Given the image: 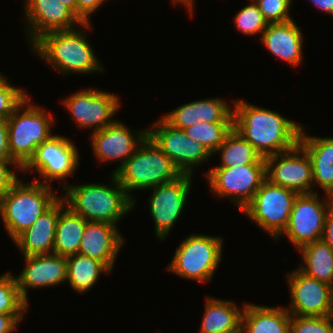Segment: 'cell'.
<instances>
[{
	"instance_id": "cell-14",
	"label": "cell",
	"mask_w": 333,
	"mask_h": 333,
	"mask_svg": "<svg viewBox=\"0 0 333 333\" xmlns=\"http://www.w3.org/2000/svg\"><path fill=\"white\" fill-rule=\"evenodd\" d=\"M265 162L266 179L271 183L297 194L316 192L312 188V161L299 143L289 151L266 157Z\"/></svg>"
},
{
	"instance_id": "cell-41",
	"label": "cell",
	"mask_w": 333,
	"mask_h": 333,
	"mask_svg": "<svg viewBox=\"0 0 333 333\" xmlns=\"http://www.w3.org/2000/svg\"><path fill=\"white\" fill-rule=\"evenodd\" d=\"M0 160L14 161L8 147V124L7 120L0 119Z\"/></svg>"
},
{
	"instance_id": "cell-43",
	"label": "cell",
	"mask_w": 333,
	"mask_h": 333,
	"mask_svg": "<svg viewBox=\"0 0 333 333\" xmlns=\"http://www.w3.org/2000/svg\"><path fill=\"white\" fill-rule=\"evenodd\" d=\"M315 8H319L323 13L333 16V0H309Z\"/></svg>"
},
{
	"instance_id": "cell-15",
	"label": "cell",
	"mask_w": 333,
	"mask_h": 333,
	"mask_svg": "<svg viewBox=\"0 0 333 333\" xmlns=\"http://www.w3.org/2000/svg\"><path fill=\"white\" fill-rule=\"evenodd\" d=\"M193 176L182 174L176 180L153 187L149 211L155 225V235L164 240L178 221L186 205Z\"/></svg>"
},
{
	"instance_id": "cell-23",
	"label": "cell",
	"mask_w": 333,
	"mask_h": 333,
	"mask_svg": "<svg viewBox=\"0 0 333 333\" xmlns=\"http://www.w3.org/2000/svg\"><path fill=\"white\" fill-rule=\"evenodd\" d=\"M299 144L312 161L313 187L320 186L327 195L333 194V137L306 134L302 125Z\"/></svg>"
},
{
	"instance_id": "cell-3",
	"label": "cell",
	"mask_w": 333,
	"mask_h": 333,
	"mask_svg": "<svg viewBox=\"0 0 333 333\" xmlns=\"http://www.w3.org/2000/svg\"><path fill=\"white\" fill-rule=\"evenodd\" d=\"M111 176V186L68 183L63 190L65 195H62L66 206L87 221L108 222L117 226L134 206L115 174Z\"/></svg>"
},
{
	"instance_id": "cell-20",
	"label": "cell",
	"mask_w": 333,
	"mask_h": 333,
	"mask_svg": "<svg viewBox=\"0 0 333 333\" xmlns=\"http://www.w3.org/2000/svg\"><path fill=\"white\" fill-rule=\"evenodd\" d=\"M124 242L125 239L116 225L88 221L78 253L104 263L112 271Z\"/></svg>"
},
{
	"instance_id": "cell-45",
	"label": "cell",
	"mask_w": 333,
	"mask_h": 333,
	"mask_svg": "<svg viewBox=\"0 0 333 333\" xmlns=\"http://www.w3.org/2000/svg\"><path fill=\"white\" fill-rule=\"evenodd\" d=\"M174 5H177L178 3L180 5H183L186 10L191 14V0H171Z\"/></svg>"
},
{
	"instance_id": "cell-33",
	"label": "cell",
	"mask_w": 333,
	"mask_h": 333,
	"mask_svg": "<svg viewBox=\"0 0 333 333\" xmlns=\"http://www.w3.org/2000/svg\"><path fill=\"white\" fill-rule=\"evenodd\" d=\"M233 107L221 97L199 100L201 122H234Z\"/></svg>"
},
{
	"instance_id": "cell-6",
	"label": "cell",
	"mask_w": 333,
	"mask_h": 333,
	"mask_svg": "<svg viewBox=\"0 0 333 333\" xmlns=\"http://www.w3.org/2000/svg\"><path fill=\"white\" fill-rule=\"evenodd\" d=\"M51 115L31 104L28 95L7 119L9 151L21 168L34 156L36 148L53 136L55 120Z\"/></svg>"
},
{
	"instance_id": "cell-42",
	"label": "cell",
	"mask_w": 333,
	"mask_h": 333,
	"mask_svg": "<svg viewBox=\"0 0 333 333\" xmlns=\"http://www.w3.org/2000/svg\"><path fill=\"white\" fill-rule=\"evenodd\" d=\"M322 240L333 251V202H330L324 223Z\"/></svg>"
},
{
	"instance_id": "cell-34",
	"label": "cell",
	"mask_w": 333,
	"mask_h": 333,
	"mask_svg": "<svg viewBox=\"0 0 333 333\" xmlns=\"http://www.w3.org/2000/svg\"><path fill=\"white\" fill-rule=\"evenodd\" d=\"M27 96L23 88L12 86L0 73V119L7 120Z\"/></svg>"
},
{
	"instance_id": "cell-29",
	"label": "cell",
	"mask_w": 333,
	"mask_h": 333,
	"mask_svg": "<svg viewBox=\"0 0 333 333\" xmlns=\"http://www.w3.org/2000/svg\"><path fill=\"white\" fill-rule=\"evenodd\" d=\"M216 153L221 155V163L216 167L266 164L265 158H262L254 146L234 128L226 136L224 143L214 152Z\"/></svg>"
},
{
	"instance_id": "cell-4",
	"label": "cell",
	"mask_w": 333,
	"mask_h": 333,
	"mask_svg": "<svg viewBox=\"0 0 333 333\" xmlns=\"http://www.w3.org/2000/svg\"><path fill=\"white\" fill-rule=\"evenodd\" d=\"M52 189L38 179L26 184L19 177L0 198V218L11 240L27 230L60 198Z\"/></svg>"
},
{
	"instance_id": "cell-37",
	"label": "cell",
	"mask_w": 333,
	"mask_h": 333,
	"mask_svg": "<svg viewBox=\"0 0 333 333\" xmlns=\"http://www.w3.org/2000/svg\"><path fill=\"white\" fill-rule=\"evenodd\" d=\"M290 333H330L329 316L291 315Z\"/></svg>"
},
{
	"instance_id": "cell-12",
	"label": "cell",
	"mask_w": 333,
	"mask_h": 333,
	"mask_svg": "<svg viewBox=\"0 0 333 333\" xmlns=\"http://www.w3.org/2000/svg\"><path fill=\"white\" fill-rule=\"evenodd\" d=\"M148 129V136L171 159L181 174H193L198 167L212 157V154L198 141L186 135L182 129L175 128L162 117Z\"/></svg>"
},
{
	"instance_id": "cell-8",
	"label": "cell",
	"mask_w": 333,
	"mask_h": 333,
	"mask_svg": "<svg viewBox=\"0 0 333 333\" xmlns=\"http://www.w3.org/2000/svg\"><path fill=\"white\" fill-rule=\"evenodd\" d=\"M298 194L267 179L242 210L253 223L276 240L286 229L293 202Z\"/></svg>"
},
{
	"instance_id": "cell-38",
	"label": "cell",
	"mask_w": 333,
	"mask_h": 333,
	"mask_svg": "<svg viewBox=\"0 0 333 333\" xmlns=\"http://www.w3.org/2000/svg\"><path fill=\"white\" fill-rule=\"evenodd\" d=\"M13 165V166H12ZM13 167L12 169H10ZM22 168L15 161L0 160V198L11 189L12 185L19 179L15 174L16 170Z\"/></svg>"
},
{
	"instance_id": "cell-21",
	"label": "cell",
	"mask_w": 333,
	"mask_h": 333,
	"mask_svg": "<svg viewBox=\"0 0 333 333\" xmlns=\"http://www.w3.org/2000/svg\"><path fill=\"white\" fill-rule=\"evenodd\" d=\"M66 206L60 197L46 212L15 240L23 256H33L41 254H51L54 249L56 225L59 213Z\"/></svg>"
},
{
	"instance_id": "cell-13",
	"label": "cell",
	"mask_w": 333,
	"mask_h": 333,
	"mask_svg": "<svg viewBox=\"0 0 333 333\" xmlns=\"http://www.w3.org/2000/svg\"><path fill=\"white\" fill-rule=\"evenodd\" d=\"M120 102L118 95L92 87L76 91L61 101L76 125L81 129L93 128L92 132L115 121L114 116L121 106Z\"/></svg>"
},
{
	"instance_id": "cell-32",
	"label": "cell",
	"mask_w": 333,
	"mask_h": 333,
	"mask_svg": "<svg viewBox=\"0 0 333 333\" xmlns=\"http://www.w3.org/2000/svg\"><path fill=\"white\" fill-rule=\"evenodd\" d=\"M250 1V4L242 7L234 16V26L238 31L248 36L258 33L262 35L267 28L268 22L264 19L254 0Z\"/></svg>"
},
{
	"instance_id": "cell-17",
	"label": "cell",
	"mask_w": 333,
	"mask_h": 333,
	"mask_svg": "<svg viewBox=\"0 0 333 333\" xmlns=\"http://www.w3.org/2000/svg\"><path fill=\"white\" fill-rule=\"evenodd\" d=\"M23 6L25 32L31 46L46 33L71 30L83 24L60 0H24Z\"/></svg>"
},
{
	"instance_id": "cell-40",
	"label": "cell",
	"mask_w": 333,
	"mask_h": 333,
	"mask_svg": "<svg viewBox=\"0 0 333 333\" xmlns=\"http://www.w3.org/2000/svg\"><path fill=\"white\" fill-rule=\"evenodd\" d=\"M24 314H3L0 313V333H11L24 318Z\"/></svg>"
},
{
	"instance_id": "cell-11",
	"label": "cell",
	"mask_w": 333,
	"mask_h": 333,
	"mask_svg": "<svg viewBox=\"0 0 333 333\" xmlns=\"http://www.w3.org/2000/svg\"><path fill=\"white\" fill-rule=\"evenodd\" d=\"M331 196L325 194L320 199L318 192L298 194L293 202L289 223L281 236H287L297 251L304 245L321 240L324 232L325 217Z\"/></svg>"
},
{
	"instance_id": "cell-24",
	"label": "cell",
	"mask_w": 333,
	"mask_h": 333,
	"mask_svg": "<svg viewBox=\"0 0 333 333\" xmlns=\"http://www.w3.org/2000/svg\"><path fill=\"white\" fill-rule=\"evenodd\" d=\"M291 314L284 307L244 302L242 333H290Z\"/></svg>"
},
{
	"instance_id": "cell-47",
	"label": "cell",
	"mask_w": 333,
	"mask_h": 333,
	"mask_svg": "<svg viewBox=\"0 0 333 333\" xmlns=\"http://www.w3.org/2000/svg\"><path fill=\"white\" fill-rule=\"evenodd\" d=\"M194 3V0H191V14L193 13Z\"/></svg>"
},
{
	"instance_id": "cell-28",
	"label": "cell",
	"mask_w": 333,
	"mask_h": 333,
	"mask_svg": "<svg viewBox=\"0 0 333 333\" xmlns=\"http://www.w3.org/2000/svg\"><path fill=\"white\" fill-rule=\"evenodd\" d=\"M299 269L306 275L333 286V251L321 239L302 246Z\"/></svg>"
},
{
	"instance_id": "cell-39",
	"label": "cell",
	"mask_w": 333,
	"mask_h": 333,
	"mask_svg": "<svg viewBox=\"0 0 333 333\" xmlns=\"http://www.w3.org/2000/svg\"><path fill=\"white\" fill-rule=\"evenodd\" d=\"M107 0H77V16L83 23H89L90 15L95 14Z\"/></svg>"
},
{
	"instance_id": "cell-22",
	"label": "cell",
	"mask_w": 333,
	"mask_h": 333,
	"mask_svg": "<svg viewBox=\"0 0 333 333\" xmlns=\"http://www.w3.org/2000/svg\"><path fill=\"white\" fill-rule=\"evenodd\" d=\"M261 43L272 55L290 64L299 66L303 61V35L293 20L284 23H270L260 35Z\"/></svg>"
},
{
	"instance_id": "cell-46",
	"label": "cell",
	"mask_w": 333,
	"mask_h": 333,
	"mask_svg": "<svg viewBox=\"0 0 333 333\" xmlns=\"http://www.w3.org/2000/svg\"><path fill=\"white\" fill-rule=\"evenodd\" d=\"M330 333H333V313L330 314Z\"/></svg>"
},
{
	"instance_id": "cell-25",
	"label": "cell",
	"mask_w": 333,
	"mask_h": 333,
	"mask_svg": "<svg viewBox=\"0 0 333 333\" xmlns=\"http://www.w3.org/2000/svg\"><path fill=\"white\" fill-rule=\"evenodd\" d=\"M205 302L199 333L241 332L244 306L239 308L233 301L208 296Z\"/></svg>"
},
{
	"instance_id": "cell-5",
	"label": "cell",
	"mask_w": 333,
	"mask_h": 333,
	"mask_svg": "<svg viewBox=\"0 0 333 333\" xmlns=\"http://www.w3.org/2000/svg\"><path fill=\"white\" fill-rule=\"evenodd\" d=\"M182 174L171 159L147 136L124 165L115 173L119 183L136 205L131 193L172 182Z\"/></svg>"
},
{
	"instance_id": "cell-10",
	"label": "cell",
	"mask_w": 333,
	"mask_h": 333,
	"mask_svg": "<svg viewBox=\"0 0 333 333\" xmlns=\"http://www.w3.org/2000/svg\"><path fill=\"white\" fill-rule=\"evenodd\" d=\"M78 152L72 140L55 134L36 148L34 156L21 171L24 175L28 171H37L39 178L44 180L41 183L50 186V181L61 180L65 182L62 186L65 188L68 185L65 179L73 176L80 163Z\"/></svg>"
},
{
	"instance_id": "cell-26",
	"label": "cell",
	"mask_w": 333,
	"mask_h": 333,
	"mask_svg": "<svg viewBox=\"0 0 333 333\" xmlns=\"http://www.w3.org/2000/svg\"><path fill=\"white\" fill-rule=\"evenodd\" d=\"M87 220L65 206L59 213L53 253L61 256L78 254Z\"/></svg>"
},
{
	"instance_id": "cell-16",
	"label": "cell",
	"mask_w": 333,
	"mask_h": 333,
	"mask_svg": "<svg viewBox=\"0 0 333 333\" xmlns=\"http://www.w3.org/2000/svg\"><path fill=\"white\" fill-rule=\"evenodd\" d=\"M291 305L295 316H329L333 313V286L303 273L299 268L287 273Z\"/></svg>"
},
{
	"instance_id": "cell-35",
	"label": "cell",
	"mask_w": 333,
	"mask_h": 333,
	"mask_svg": "<svg viewBox=\"0 0 333 333\" xmlns=\"http://www.w3.org/2000/svg\"><path fill=\"white\" fill-rule=\"evenodd\" d=\"M171 126L184 130L195 123L201 122L199 100L183 104L162 117Z\"/></svg>"
},
{
	"instance_id": "cell-2",
	"label": "cell",
	"mask_w": 333,
	"mask_h": 333,
	"mask_svg": "<svg viewBox=\"0 0 333 333\" xmlns=\"http://www.w3.org/2000/svg\"><path fill=\"white\" fill-rule=\"evenodd\" d=\"M91 26L89 22L71 30L46 33L31 46V50L53 70L62 73V76L71 73L103 72V66L95 56L86 32L82 29H90Z\"/></svg>"
},
{
	"instance_id": "cell-31",
	"label": "cell",
	"mask_w": 333,
	"mask_h": 333,
	"mask_svg": "<svg viewBox=\"0 0 333 333\" xmlns=\"http://www.w3.org/2000/svg\"><path fill=\"white\" fill-rule=\"evenodd\" d=\"M28 307L20 294L15 275L10 272L0 275V313L24 314Z\"/></svg>"
},
{
	"instance_id": "cell-1",
	"label": "cell",
	"mask_w": 333,
	"mask_h": 333,
	"mask_svg": "<svg viewBox=\"0 0 333 333\" xmlns=\"http://www.w3.org/2000/svg\"><path fill=\"white\" fill-rule=\"evenodd\" d=\"M233 106L234 129L262 158L289 151L299 143L301 124L244 100L236 99Z\"/></svg>"
},
{
	"instance_id": "cell-7",
	"label": "cell",
	"mask_w": 333,
	"mask_h": 333,
	"mask_svg": "<svg viewBox=\"0 0 333 333\" xmlns=\"http://www.w3.org/2000/svg\"><path fill=\"white\" fill-rule=\"evenodd\" d=\"M222 248V237L193 233L176 248L166 270L201 283L211 281L222 260Z\"/></svg>"
},
{
	"instance_id": "cell-19",
	"label": "cell",
	"mask_w": 333,
	"mask_h": 333,
	"mask_svg": "<svg viewBox=\"0 0 333 333\" xmlns=\"http://www.w3.org/2000/svg\"><path fill=\"white\" fill-rule=\"evenodd\" d=\"M26 266L15 277L23 299L28 303L29 288L54 287L67 281V257L55 253L24 256Z\"/></svg>"
},
{
	"instance_id": "cell-9",
	"label": "cell",
	"mask_w": 333,
	"mask_h": 333,
	"mask_svg": "<svg viewBox=\"0 0 333 333\" xmlns=\"http://www.w3.org/2000/svg\"><path fill=\"white\" fill-rule=\"evenodd\" d=\"M205 177L216 197L230 196L231 202L242 212L266 179V164L213 167L205 173Z\"/></svg>"
},
{
	"instance_id": "cell-44",
	"label": "cell",
	"mask_w": 333,
	"mask_h": 333,
	"mask_svg": "<svg viewBox=\"0 0 333 333\" xmlns=\"http://www.w3.org/2000/svg\"><path fill=\"white\" fill-rule=\"evenodd\" d=\"M77 15V0H60Z\"/></svg>"
},
{
	"instance_id": "cell-18",
	"label": "cell",
	"mask_w": 333,
	"mask_h": 333,
	"mask_svg": "<svg viewBox=\"0 0 333 333\" xmlns=\"http://www.w3.org/2000/svg\"><path fill=\"white\" fill-rule=\"evenodd\" d=\"M132 132L127 125L116 119L107 127L91 132V147L98 162L122 161L111 174H115L124 165L148 136V129Z\"/></svg>"
},
{
	"instance_id": "cell-30",
	"label": "cell",
	"mask_w": 333,
	"mask_h": 333,
	"mask_svg": "<svg viewBox=\"0 0 333 333\" xmlns=\"http://www.w3.org/2000/svg\"><path fill=\"white\" fill-rule=\"evenodd\" d=\"M233 128L234 122H199L185 128L184 131L214 155Z\"/></svg>"
},
{
	"instance_id": "cell-27",
	"label": "cell",
	"mask_w": 333,
	"mask_h": 333,
	"mask_svg": "<svg viewBox=\"0 0 333 333\" xmlns=\"http://www.w3.org/2000/svg\"><path fill=\"white\" fill-rule=\"evenodd\" d=\"M110 272L104 263L96 259L79 253L67 256V282L79 294L90 291L101 273Z\"/></svg>"
},
{
	"instance_id": "cell-36",
	"label": "cell",
	"mask_w": 333,
	"mask_h": 333,
	"mask_svg": "<svg viewBox=\"0 0 333 333\" xmlns=\"http://www.w3.org/2000/svg\"><path fill=\"white\" fill-rule=\"evenodd\" d=\"M292 1L293 0H254L268 24L284 23L293 20L289 13Z\"/></svg>"
}]
</instances>
